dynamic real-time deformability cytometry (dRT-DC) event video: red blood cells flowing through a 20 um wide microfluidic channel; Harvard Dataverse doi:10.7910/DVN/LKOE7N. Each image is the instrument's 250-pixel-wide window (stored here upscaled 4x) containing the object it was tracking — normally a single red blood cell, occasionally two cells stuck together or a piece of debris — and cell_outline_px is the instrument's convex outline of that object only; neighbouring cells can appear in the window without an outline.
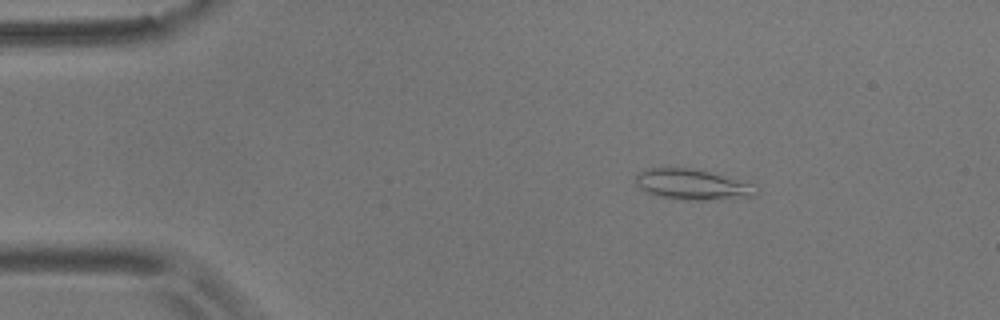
{"species": "common noctule bat (a hibernating species)", "species_latin": "Nyctalus noctula", "temperature_condition": "room temperature", "stored_images_in_passage": 51, "camera_frame_rate_fps": 3000, "um_per_image_px": 0.085, "animal": {"sex": "male", "body_mass_g": 17.9}, "frame": {"image": 1, "passage_image": 5, "time_ms": 1.333, "image_size_px": [1000, 320], "cell_outline_px": [[760, 192], [756, 196], [704, 200], [684, 200], [660, 196], [648, 192], [640, 188], [636, 184], [636, 176], [640, 172], [648, 168], [688, 168], [708, 172], [756, 184], [760, 188]], "centroid_in_image_um": [58.93, 15.69], "position_along_channel_um": 26.1, "area_um2": 21.33}}
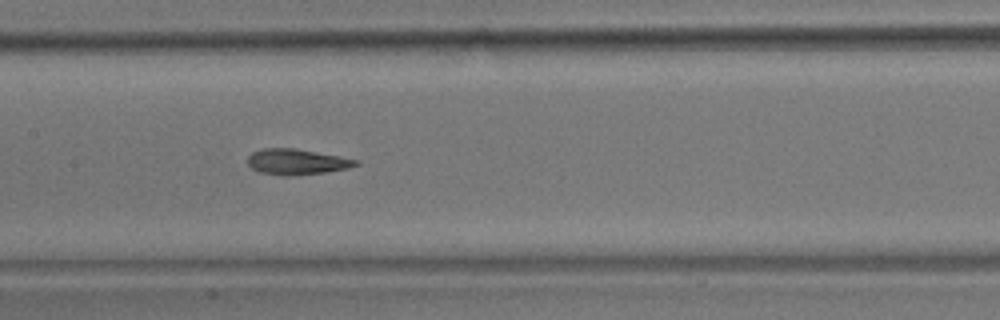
{"frame": {"image": 2, "passage_image": 23, "time_ms": 7.333, "image_size_px": [1000, 320], "cell_outline_px": [[360, 164], [348, 168], [324, 172], [288, 176], [280, 176], [260, 172], [252, 168], [248, 164], [248, 156], [252, 152], [264, 148], [296, 148], [340, 156], [360, 160]], "centroid_in_image_um": [25.23, 13.75], "position_along_channel_um": 182.2, "area_um2": 16.24}}
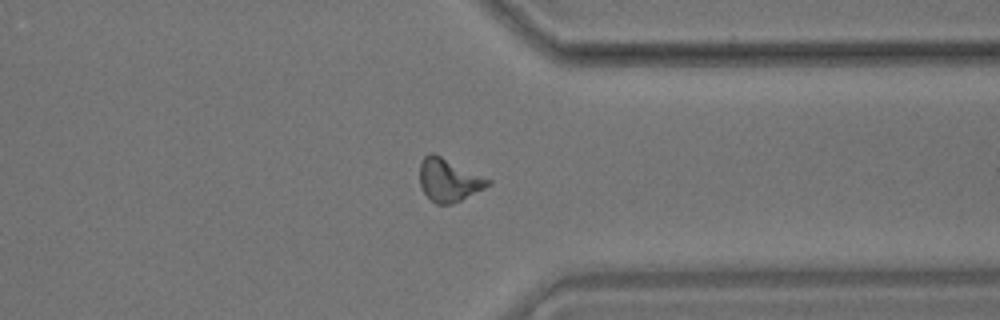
{"frame": {"image": 3, "passage_image": 39, "time_ms": 12.667, "image_size_px": [1000, 320], "cell_outline_px": [[492, 184], [452, 204], [436, 204], [424, 192], [420, 184], [420, 164], [424, 156], [428, 152], [432, 152], [492, 180]], "centroid_in_image_um": [38.14, 15.29], "position_along_channel_um": 373.3, "area_um2": 16.82}, "authors_computed_cell_mechanics": {"area_um2": 16.6464, "velocity_mm_per_s": 3.6306, "shape_relaxation_time_tau1_ms": null, "shape_relaxation_time_tau2_ms": 3.4475, "deformation_change_tau1": null, "deformation_change_tau2": 0.1301}}